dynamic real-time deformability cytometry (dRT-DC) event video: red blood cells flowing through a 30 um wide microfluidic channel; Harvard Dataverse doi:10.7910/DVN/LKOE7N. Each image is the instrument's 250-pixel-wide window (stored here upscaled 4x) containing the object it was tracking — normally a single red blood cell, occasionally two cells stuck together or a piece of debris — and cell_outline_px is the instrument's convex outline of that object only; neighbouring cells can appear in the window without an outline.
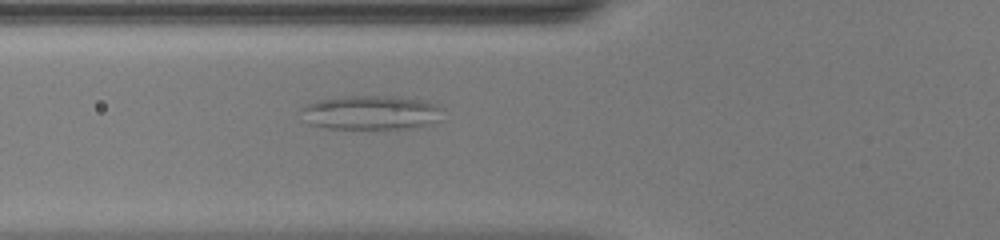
{"species": "common noctule bat (a hibernating species)", "species_latin": "Nyctalus noctula", "temperature_condition": "warm", "stored_images_in_passage": 51, "camera_frame_rate_fps": 3000, "um_per_image_px": 0.085, "animal": {"sex": "female", "body_mass_g": 20.0, "forearm_length_mm": 54.0}, "frame": {"image": 1, "passage_image": 20, "time_ms": 6.333, "image_size_px": [1000, 240], "cell_outline_px": [[444, 108], [440, 120], [432, 124], [412, 128], [324, 128], [308, 124], [300, 108], [308, 104], [320, 100], [344, 96], [396, 96], [424, 100], [436, 104]], "centroid_in_image_um": [31.6, 9.57], "position_along_channel_um": 94.2, "area_um2": 28.38}}
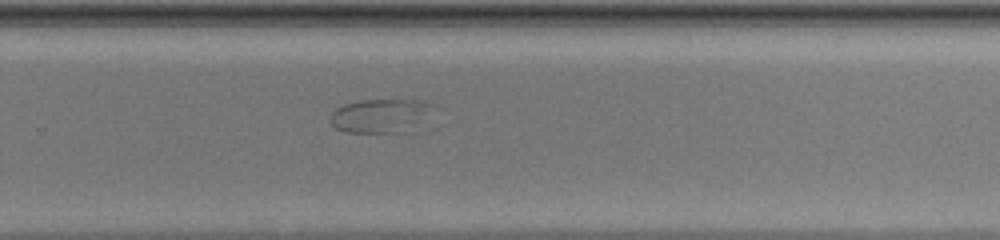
{"frame": {"image": 2, "passage_image": 35, "time_ms": 11.333, "image_size_px": [1000, 240], "cell_outline_px": [[432, 104], [412, 132], [348, 132], [336, 128], [328, 120], [328, 116], [336, 108], [344, 104], [360, 100], [424, 100]], "centroid_in_image_um": [32.24, 9.84], "position_along_channel_um": 297.6, "area_um2": 20.0}}
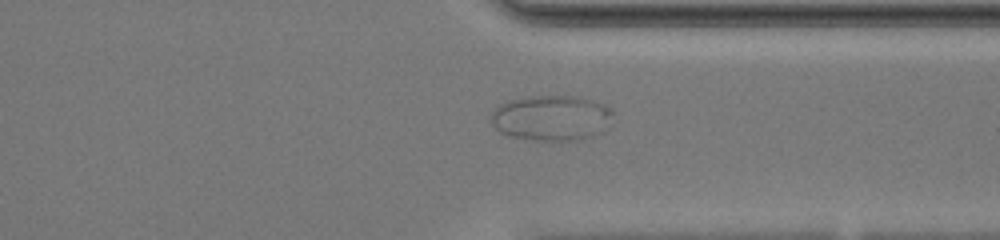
{"frame": {"image": 3, "passage_image": 40, "time_ms": 13.0, "image_size_px": [1000, 240], "cell_outline_px": [[612, 112], [604, 132], [592, 136], [576, 140], [532, 140], [512, 136], [500, 132], [492, 124], [492, 112], [500, 104], [508, 100], [532, 96], [572, 96], [592, 100], [604, 104], [612, 108]], "centroid_in_image_um": [46.88, 10.02], "position_along_channel_um": 364.5, "area_um2": 32.08}}